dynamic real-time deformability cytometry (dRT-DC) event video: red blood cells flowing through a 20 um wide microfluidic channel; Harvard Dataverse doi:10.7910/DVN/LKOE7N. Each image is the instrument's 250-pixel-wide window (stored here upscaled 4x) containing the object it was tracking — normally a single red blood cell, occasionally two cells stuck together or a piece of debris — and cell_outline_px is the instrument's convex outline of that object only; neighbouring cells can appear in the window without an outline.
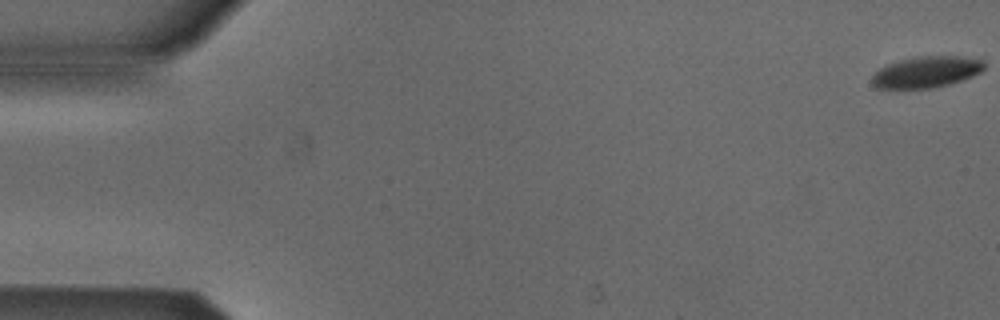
{"species": "Egyptian fruit bat (a non-hibernating species)", "species_latin": "Rousettus aegyptiacus", "temperature_condition": "cold", "stored_images_in_passage": 54, "camera_frame_rate_fps": 3000, "um_per_image_px": 0.085, "animal": {"sex": "male"}, "frame": {"image": 1, "passage_image": 1, "time_ms": 0.0, "image_size_px": [1000, 320], "cell_outline_px": [[984, 68], [980, 72], [972, 76], [948, 84], [932, 88], [876, 88], [872, 84], [872, 76], [880, 68], [888, 64], [900, 60], [916, 56], [956, 56], [984, 60]], "centroid_in_image_um": [78.73, 6.11], "position_along_channel_um": 6.3, "area_um2": 20.23}}
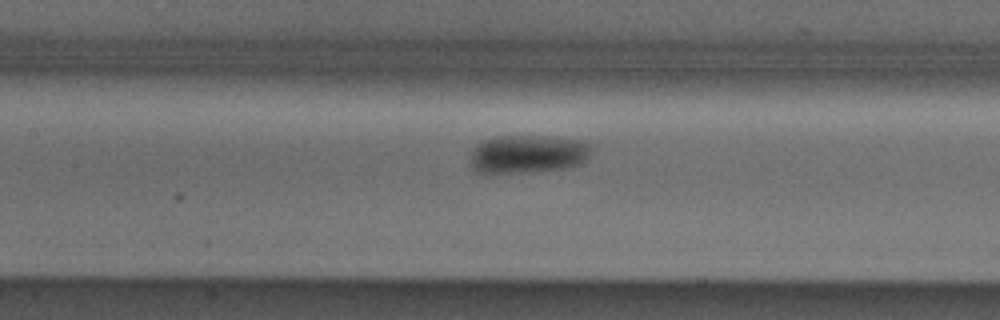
{"frame": {"image": 2, "passage_image": 25, "time_ms": 8.0, "image_size_px": [1000, 320], "cell_outline_px": [[592, 148], [588, 156], [580, 164], [560, 168], [528, 172], [480, 172], [472, 168], [472, 152], [484, 140], [500, 136], [544, 136], [580, 140], [592, 144]], "centroid_in_image_um": [44.91, 13.08], "position_along_channel_um": 162.5, "area_um2": 26.36}}
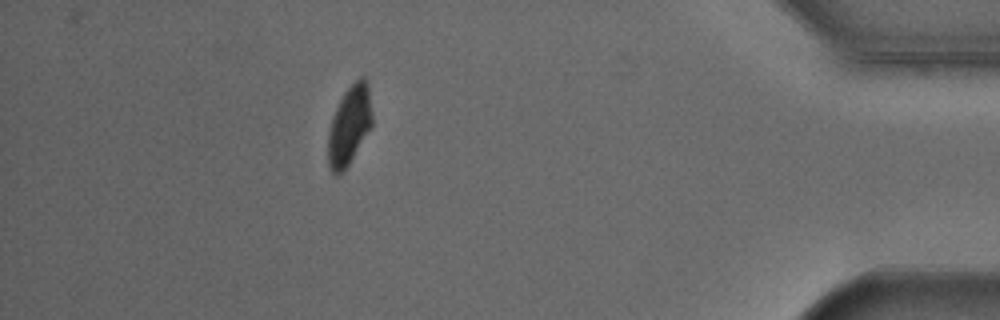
{"frame": {"image": 3, "passage_image": 48, "time_ms": 15.667, "image_size_px": [1000, 320], "cell_outline_px": [[372, 124], [348, 164], [336, 176], [328, 168], [328, 132], [336, 108], [344, 92], [360, 76], [364, 76], [368, 80], [372, 112]], "centroid_in_image_um": [29.7, 10.61], "position_along_channel_um": 405.5, "area_um2": 20.0}, "authors_computed_cell_mechanics": {"area_um2": 23.409, "velocity_mm_per_s": 3.8421, "shape_relaxation_time_tau1_ms": 3.2148, "shape_relaxation_time_tau2_ms": null, "deformation_change_tau1": 0.0793, "deformation_change_tau2": null}}